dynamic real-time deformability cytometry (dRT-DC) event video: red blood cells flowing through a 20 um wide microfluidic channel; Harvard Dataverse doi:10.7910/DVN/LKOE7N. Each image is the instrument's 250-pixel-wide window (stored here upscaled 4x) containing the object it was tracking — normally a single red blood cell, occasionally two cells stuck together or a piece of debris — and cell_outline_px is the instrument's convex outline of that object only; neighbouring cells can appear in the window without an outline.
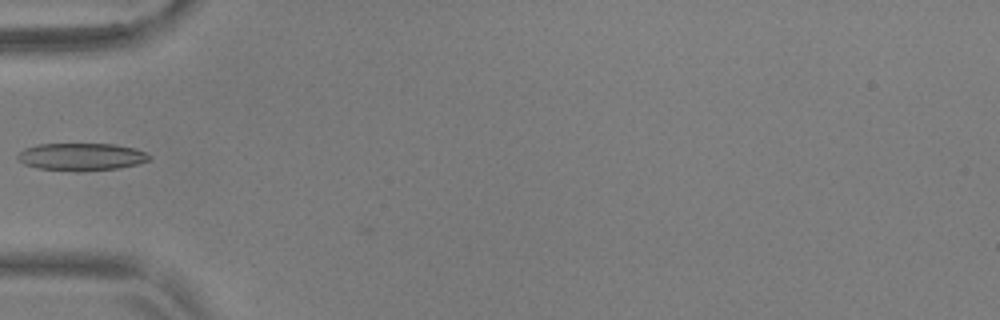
{"species": "common noctule bat (a hibernating species)", "species_latin": "Nyctalus noctula", "temperature_condition": "warm", "stored_images_in_passage": 37, "camera_frame_rate_fps": 3000, "um_per_image_px": 0.085, "animal": {"sex": "male", "body_mass_g": 17.9, "forearm_length_mm": 54.2}, "frame": {"image": 1, "passage_image": 2, "time_ms": 0.333, "image_size_px": [1000, 320], "cell_outline_px": [[152, 156], [148, 160], [136, 164], [120, 168], [36, 168], [24, 164], [16, 156], [24, 148], [36, 144], [112, 144], [132, 148], [144, 152]], "centroid_in_image_um": [6.89, 13.27], "position_along_channel_um": 78.1, "area_um2": 19.88}}
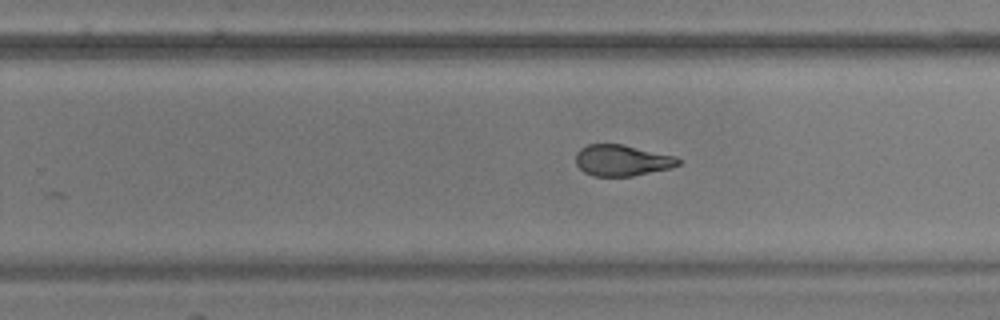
{"frame": {"image": 2, "passage_image": 18, "time_ms": 5.667, "image_size_px": [1000, 320], "cell_outline_px": [[684, 160], [680, 164], [672, 168], [632, 176], [592, 176], [584, 172], [576, 164], [576, 152], [580, 148], [588, 144], [624, 144], [676, 156]], "centroid_in_image_um": [52.91, 13.63], "position_along_channel_um": 276.9, "area_um2": 18.9}}
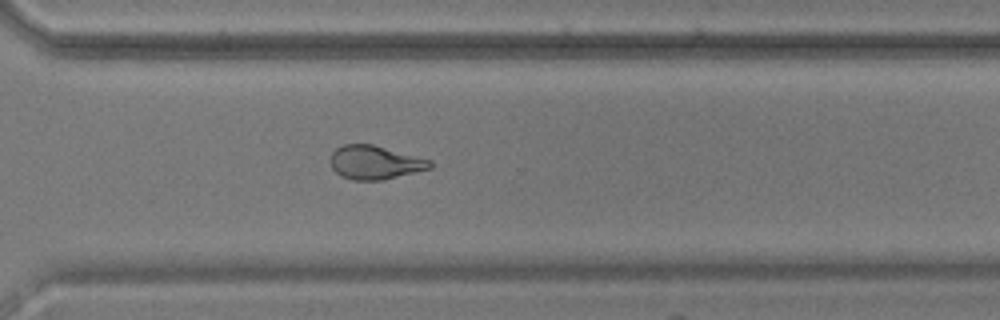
{"frame": {"image": 3, "passage_image": 23, "time_ms": 7.333, "image_size_px": [1000, 320], "cell_outline_px": [[432, 168], [384, 180], [352, 180], [340, 176], [332, 168], [328, 160], [332, 152], [336, 148], [344, 144], [372, 144], [432, 160]], "centroid_in_image_um": [31.85, 13.81], "position_along_channel_um": 338.8, "area_um2": 19.77}, "authors_computed_cell_mechanics": {"area_um2": 18.9006, "velocity_mm_per_s": 3.7104, "shape_relaxation_time_tau1_ms": 6.1672, "shape_relaxation_time_tau2_ms": 1.7139, "deformation_change_tau1": 0.2048, "deformation_change_tau2": 0.0953}}